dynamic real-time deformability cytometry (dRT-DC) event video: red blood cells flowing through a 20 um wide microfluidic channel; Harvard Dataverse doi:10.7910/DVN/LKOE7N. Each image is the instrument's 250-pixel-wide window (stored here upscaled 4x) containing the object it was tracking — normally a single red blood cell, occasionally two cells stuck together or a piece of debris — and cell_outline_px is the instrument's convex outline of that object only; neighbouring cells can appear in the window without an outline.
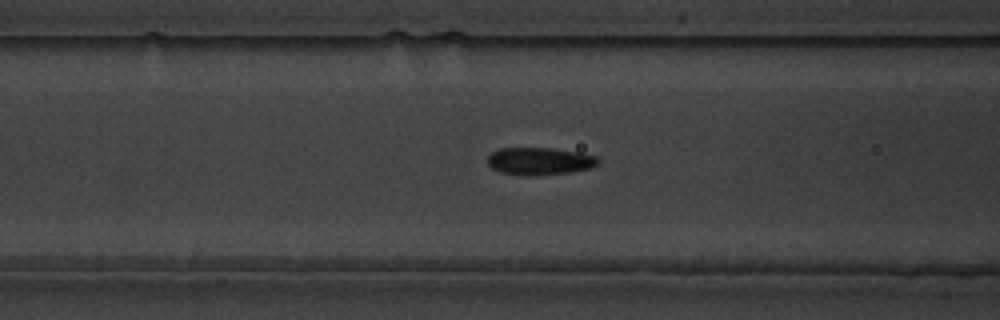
{"species": "common noctule bat (a hibernating species)", "species_latin": "Nyctalus noctula", "temperature_condition": "warm", "stored_images_in_passage": 44, "camera_frame_rate_fps": 3000, "um_per_image_px": 0.085, "animal": {"sex": "male", "body_mass_g": 19.5, "forearm_length_mm": 54.6}, "frame": {"image": 1, "passage_image": 14, "time_ms": 4.333, "image_size_px": [1000, 320], "cell_outline_px": [[600, 164], [592, 168], [572, 172], [500, 172], [492, 168], [488, 164], [488, 156], [492, 152], [500, 148], [552, 148], [580, 152], [596, 156], [600, 160]], "centroid_in_image_um": [45.95, 13.63], "position_along_channel_um": 120.7, "area_um2": 16.82}}
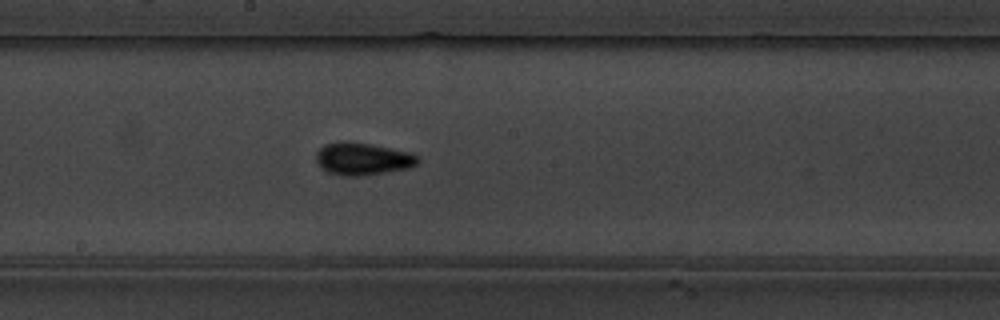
{"frame": {"image": 2, "passage_image": 22, "time_ms": 7.0, "image_size_px": [1000, 320], "cell_outline_px": [[420, 160], [416, 164], [408, 168], [360, 176], [340, 176], [328, 172], [320, 168], [316, 160], [316, 152], [324, 144], [348, 140], [412, 152], [420, 156]], "centroid_in_image_um": [30.81, 13.49], "position_along_channel_um": 217.4, "area_um2": 19.42}}
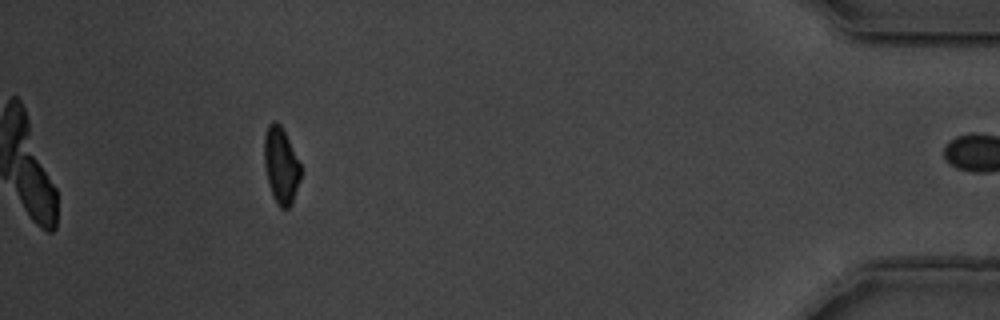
{"frame": {"image": 3, "passage_image": 43, "time_ms": 14.0, "image_size_px": [1000, 320], "cell_outline_px": [[300, 180], [292, 204], [288, 208], [280, 208], [276, 204], [272, 196], [264, 164], [264, 136], [268, 124], [272, 120], [276, 120], [280, 124], [300, 164]], "centroid_in_image_um": [23.86, 14.07], "position_along_channel_um": 411.3, "area_um2": 16.13}, "authors_computed_cell_mechanics": {"area_um2": 17.3978, "velocity_mm_per_s": 3.6284, "shape_relaxation_time_tau1_ms": 4.3999, "shape_relaxation_time_tau2_ms": 2.9171, "deformation_change_tau1": 0.1397, "deformation_change_tau2": 0.0771}}